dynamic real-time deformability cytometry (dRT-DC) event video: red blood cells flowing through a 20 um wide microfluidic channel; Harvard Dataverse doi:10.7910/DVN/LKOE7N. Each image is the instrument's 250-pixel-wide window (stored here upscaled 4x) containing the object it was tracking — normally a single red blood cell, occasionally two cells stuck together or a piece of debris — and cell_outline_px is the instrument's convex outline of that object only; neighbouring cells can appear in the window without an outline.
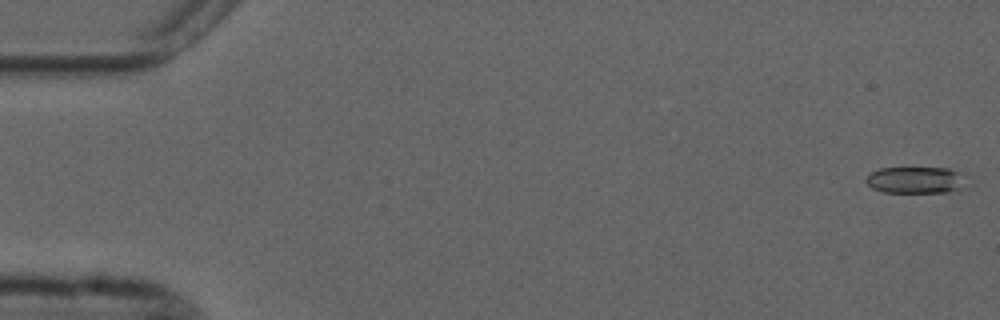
{"species": "common noctule bat (a hibernating species)", "species_latin": "Nyctalus noctula", "temperature_condition": "cold", "stored_images_in_passage": 6, "camera_frame_rate_fps": 3000, "um_per_image_px": 0.085, "animal": {"sex": "male", "forearm_length_mm": 52.5}, "frame": {"image": 1, "passage_image": 1, "time_ms": 0.0, "image_size_px": [1000, 320], "cell_outline_px": [[960, 172], [956, 188], [948, 192], [884, 192], [872, 188], [864, 180], [872, 172], [880, 168], [904, 164], [948, 168]], "centroid_in_image_um": [77.64, 15.22], "position_along_channel_um": 7.4, "area_um2": 15.78}}
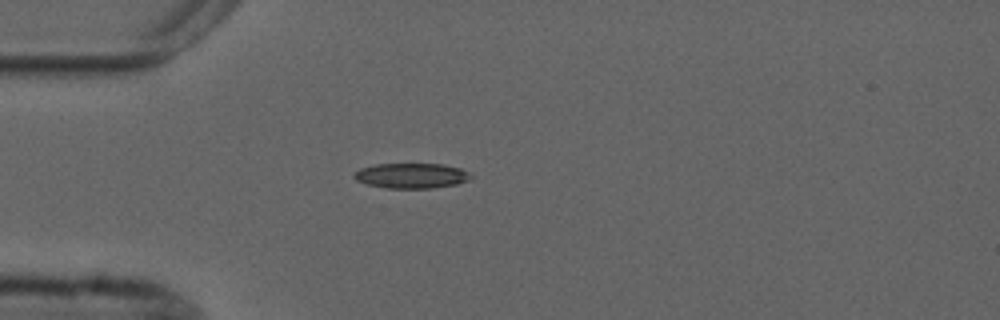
{"frame": {"image": 2, "passage_image": 5, "time_ms": 4.667, "image_size_px": [1000, 320], "cell_outline_px": [[472, 176], [468, 180], [456, 184], [432, 188], [388, 188], [368, 184], [356, 180], [352, 176], [360, 168], [376, 164], [444, 164], [460, 168], [468, 172]], "centroid_in_image_um": [34.97, 14.93], "position_along_channel_um": 50.0, "area_um2": 16.99}}